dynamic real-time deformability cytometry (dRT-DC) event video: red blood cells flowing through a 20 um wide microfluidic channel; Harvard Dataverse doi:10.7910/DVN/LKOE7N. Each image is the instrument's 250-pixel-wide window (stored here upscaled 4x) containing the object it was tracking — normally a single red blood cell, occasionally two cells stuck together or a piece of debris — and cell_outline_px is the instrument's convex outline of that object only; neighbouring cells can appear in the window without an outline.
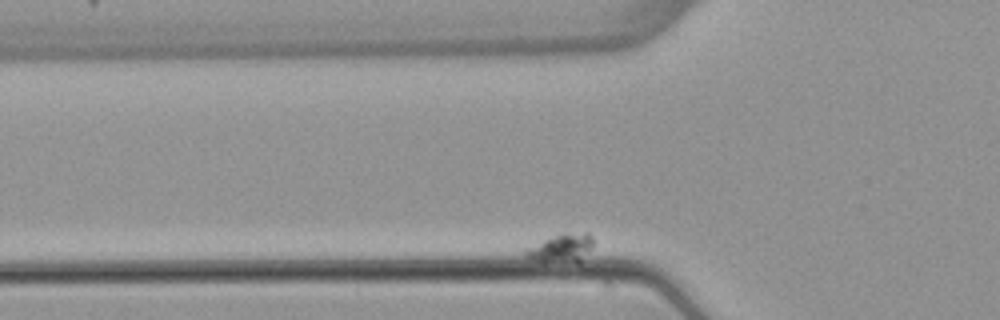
{"species": "common noctule bat (a hibernating species)", "species_latin": "Nyctalus noctula", "temperature_condition": "warm", "stored_images_in_passage": 6, "camera_frame_rate_fps": 3000, "um_per_image_px": 0.085, "animal": {"sex": "female", "body_mass_g": 22.7, "forearm_length_mm": 54.2}, "frame": {"image": 1, "passage_image": 3, "time_ms": 2.333, "image_size_px": [1000, 320], "cell_outline_px": [[596, 240], [592, 248], [580, 264], [544, 264], [524, 256], [524, 252], [528, 248], [560, 232], [588, 232]], "centroid_in_image_um": [47.79, 21.14], "position_along_channel_um": 78.0, "area_um2": 12.2}}
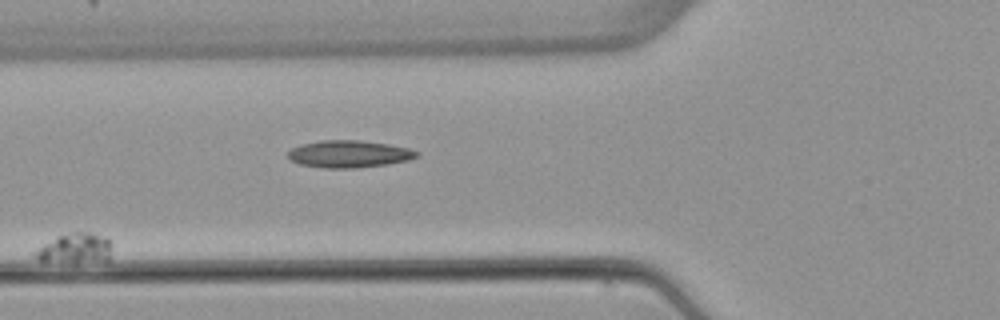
{"frame": {"image": 2, "passage_image": 5, "time_ms": 5.0, "image_size_px": [1000, 320], "cell_outline_px": [[112, 248], [108, 260], [76, 264], [40, 260], [32, 256], [44, 244], [56, 236], [72, 232], [92, 232], [104, 236], [112, 244]], "centroid_in_image_um": [6.43, 21.13], "position_along_channel_um": 119.4, "area_um2": 13.76}}